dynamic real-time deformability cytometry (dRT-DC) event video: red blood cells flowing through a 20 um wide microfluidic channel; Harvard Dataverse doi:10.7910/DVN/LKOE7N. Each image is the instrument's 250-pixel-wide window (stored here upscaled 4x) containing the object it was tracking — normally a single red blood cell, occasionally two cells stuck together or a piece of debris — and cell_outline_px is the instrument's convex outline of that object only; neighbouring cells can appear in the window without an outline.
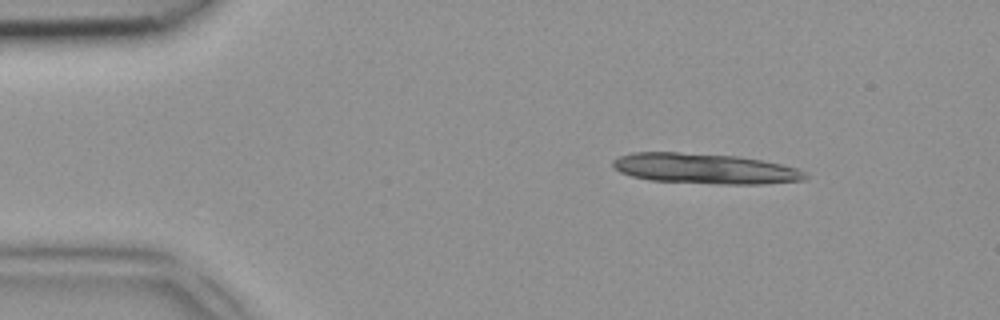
{"species": "common noctule bat (a hibernating species)", "species_latin": "Nyctalus noctula", "temperature_condition": "room temperature", "stored_images_in_passage": 38, "camera_frame_rate_fps": 3000, "um_per_image_px": 0.085, "animal": {"sex": "female", "body_mass_g": 18.4}, "frame": {"image": 1, "passage_image": 1, "time_ms": 0.0, "image_size_px": [1000, 320], "cell_outline_px": [[808, 176], [804, 180], [760, 184], [720, 184], [648, 180], [632, 176], [620, 172], [612, 164], [612, 160], [620, 156], [632, 152], [680, 152], [736, 156], [764, 160], [784, 164], [796, 168], [804, 172]], "centroid_in_image_um": [59.92, 14.33], "position_along_channel_um": 25.1, "area_um2": 34.1}}
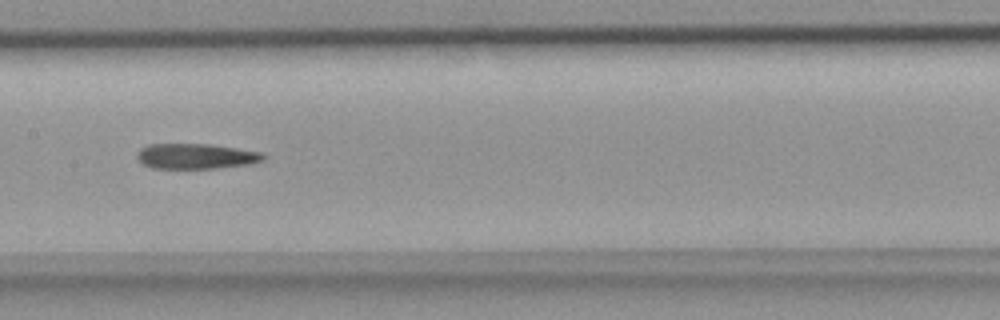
{"frame": {"image": 2, "passage_image": 18, "time_ms": 5.667, "image_size_px": [1000, 320], "cell_outline_px": [[268, 156], [264, 160], [248, 164], [216, 168], [152, 168], [144, 164], [136, 156], [136, 152], [140, 148], [148, 144], [208, 144], [236, 148], [260, 152]], "centroid_in_image_um": [16.64, 13.27], "position_along_channel_um": 190.8, "area_um2": 18.55}}
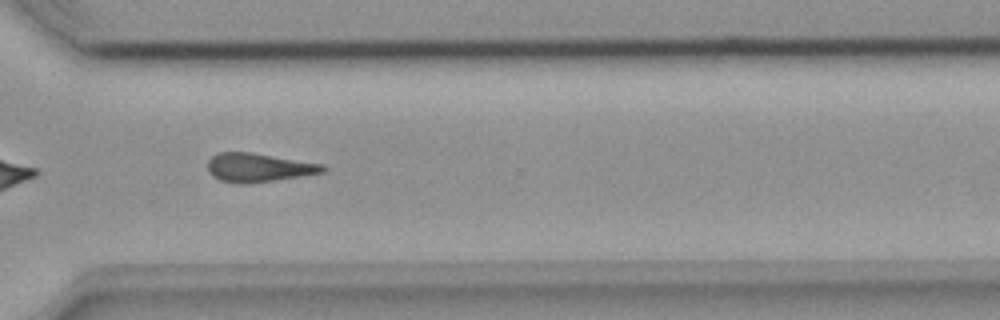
{"frame": {"image": 3, "passage_image": 29, "time_ms": 9.333, "image_size_px": [1000, 320], "cell_outline_px": [[328, 168], [324, 172], [248, 184], [236, 184], [220, 180], [212, 176], [208, 172], [208, 160], [212, 156], [220, 152], [252, 152], [324, 164]], "centroid_in_image_um": [21.96, 14.24], "position_along_channel_um": 348.6, "area_um2": 19.36}}